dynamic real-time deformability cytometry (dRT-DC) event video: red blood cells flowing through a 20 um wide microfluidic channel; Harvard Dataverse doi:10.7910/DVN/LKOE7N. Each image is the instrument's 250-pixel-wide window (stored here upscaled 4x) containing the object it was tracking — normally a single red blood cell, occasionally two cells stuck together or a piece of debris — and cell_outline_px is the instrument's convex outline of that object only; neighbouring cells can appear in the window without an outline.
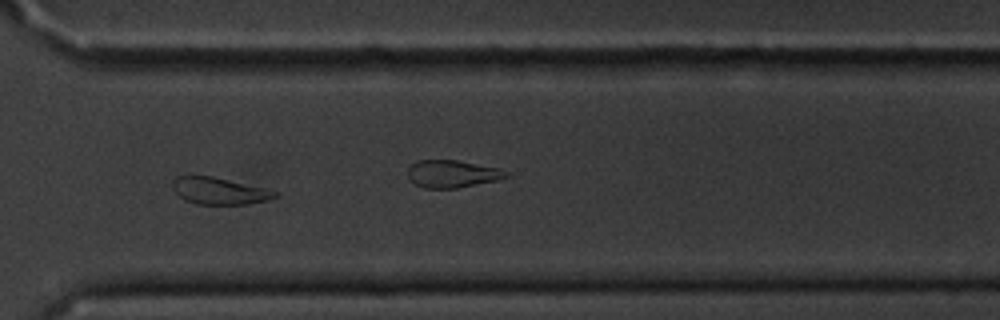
{"species": "common noctule bat (a hibernating species)", "species_latin": "Nyctalus noctula", "temperature_condition": "cold", "stored_images_in_passage": 15, "segment_of_instrument_passage": [1, 2], "camera_frame_rate_fps": 3000, "um_per_image_px": 0.085, "animal": {"sex": "male", "body_mass_g": 20.1, "forearm_length_mm": 53.5}, "frame": {"image": 1, "passage_image": 11, "time_ms": 12.333, "image_size_px": [1000, 320], "cell_outline_px": [[276, 196], [268, 200], [248, 204], [196, 204], [184, 200], [176, 192], [172, 184], [172, 180], [176, 176], [188, 172], [212, 176], [264, 188], [276, 192]], "centroid_in_image_um": [18.53, 16.19], "position_along_channel_um": 352.1, "area_um2": 16.3}}
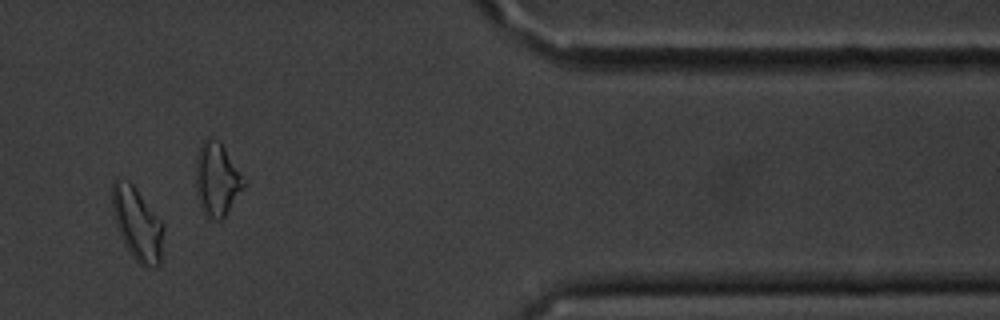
{"frame": {"image": 2, "passage_image": 13, "time_ms": 14.667, "image_size_px": [1000, 320], "cell_outline_px": [[164, 228], [160, 264], [148, 268], [140, 264], [132, 256], [120, 236], [116, 224], [112, 208], [112, 184], [116, 180], [128, 180], [136, 188], [164, 224]], "centroid_in_image_um": [11.68, 19.03], "position_along_channel_um": 399.7, "area_um2": 21.62}}